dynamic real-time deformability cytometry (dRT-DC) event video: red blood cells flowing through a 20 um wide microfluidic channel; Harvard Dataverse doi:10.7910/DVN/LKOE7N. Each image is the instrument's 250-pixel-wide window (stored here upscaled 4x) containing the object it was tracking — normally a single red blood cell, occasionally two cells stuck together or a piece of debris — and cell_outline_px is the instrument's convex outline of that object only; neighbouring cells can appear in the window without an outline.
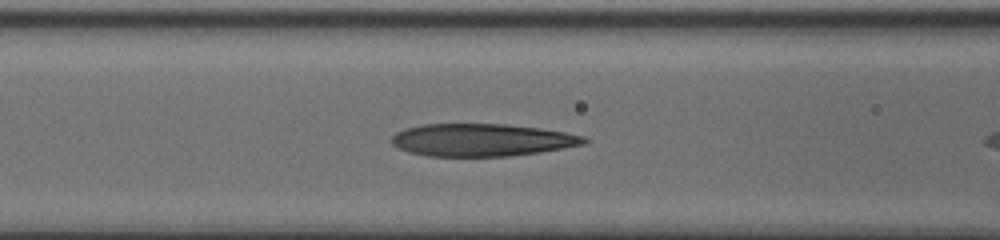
{"species": "human", "species_latin": "Homo sapiens", "temperature_condition": "cold", "stored_images_in_passage": 29, "camera_frame_rate_fps": 3000, "um_per_image_px": 0.085, "donor": {"sex": "male"}, "frame": {"image": 1, "passage_image": 5, "time_ms": 1.333, "image_size_px": [1000, 240], "cell_outline_px": [[592, 140], [588, 144], [540, 152], [508, 156], [428, 156], [408, 152], [392, 144], [392, 136], [396, 132], [404, 128], [424, 124], [508, 124], [540, 128], [564, 132], [584, 136]], "centroid_in_image_um": [41.0, 11.89], "position_along_channel_um": 125.6, "area_um2": 36.7}}
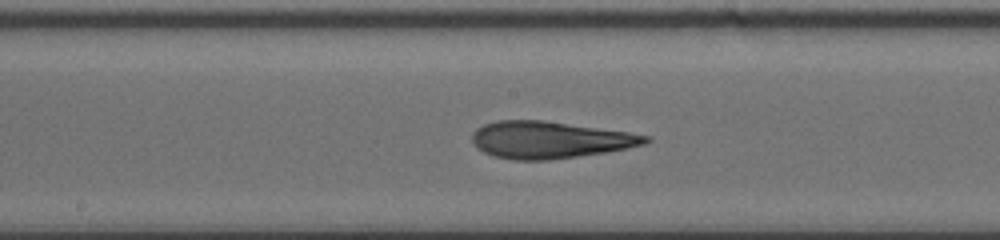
{"frame": {"image": 2, "passage_image": 11, "time_ms": 3.333, "image_size_px": [1000, 240], "cell_outline_px": [[652, 140], [644, 144], [604, 152], [548, 160], [516, 160], [492, 156], [476, 148], [472, 140], [472, 132], [476, 128], [484, 124], [496, 120], [544, 120], [628, 132], [652, 136]], "centroid_in_image_um": [46.68, 11.88], "position_along_channel_um": 201.5, "area_um2": 37.28}}
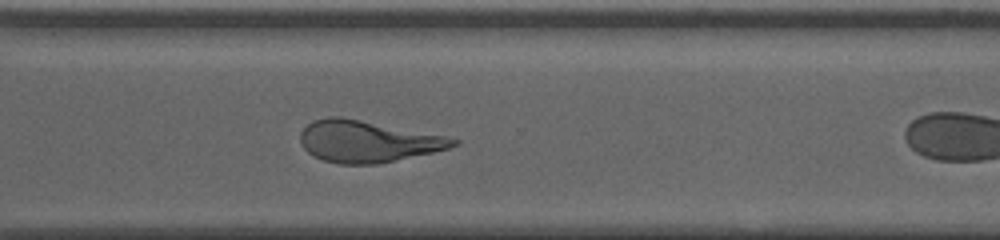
{"frame": {"image": 3, "passage_image": 22, "time_ms": 7.0, "image_size_px": [1000, 240], "cell_outline_px": [[460, 144], [448, 148], [432, 152], [376, 164], [340, 164], [324, 160], [312, 156], [304, 148], [300, 140], [300, 132], [312, 120], [328, 116], [340, 116], [444, 136], [460, 140]], "centroid_in_image_um": [31.19, 12.01], "position_along_channel_um": 339.4, "area_um2": 36.7}, "authors_computed_cell_mechanics": {"area_um2": 36.703, "velocity_mm_per_s": 3.7853, "shape_relaxation_time_tau1_ms": 6.1117, "shape_relaxation_time_tau2_ms": 1.5348, "deformation_change_tau1": 0.2176, "deformation_change_tau2": 0.1014}}